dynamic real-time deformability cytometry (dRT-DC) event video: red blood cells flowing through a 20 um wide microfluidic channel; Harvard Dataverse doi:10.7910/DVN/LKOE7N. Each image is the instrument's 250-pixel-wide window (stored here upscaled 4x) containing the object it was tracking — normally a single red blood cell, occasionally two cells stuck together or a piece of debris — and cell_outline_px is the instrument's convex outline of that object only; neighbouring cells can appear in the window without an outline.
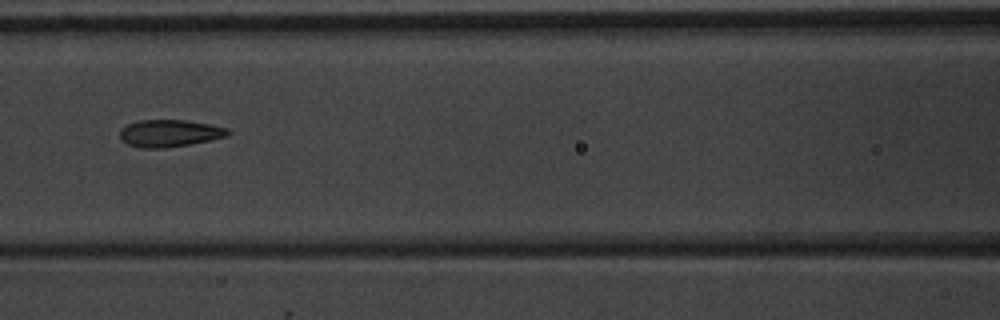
{"species": "common noctule bat (a hibernating species)", "species_latin": "Nyctalus noctula", "temperature_condition": "warm", "stored_images_in_passage": 10, "camera_frame_rate_fps": 3000, "um_per_image_px": 0.085, "animal": {"sex": "male", "body_mass_g": 20.1, "forearm_length_mm": 53.5}, "frame": {"image": 1, "passage_image": 7, "time_ms": 7.667, "image_size_px": [1000, 320], "cell_outline_px": [[232, 132], [228, 136], [188, 144], [160, 148], [140, 148], [128, 144], [120, 140], [120, 128], [128, 124], [140, 120], [188, 120], [228, 128]], "centroid_in_image_um": [14.39, 11.32], "position_along_channel_um": 152.2, "area_um2": 17.05}}
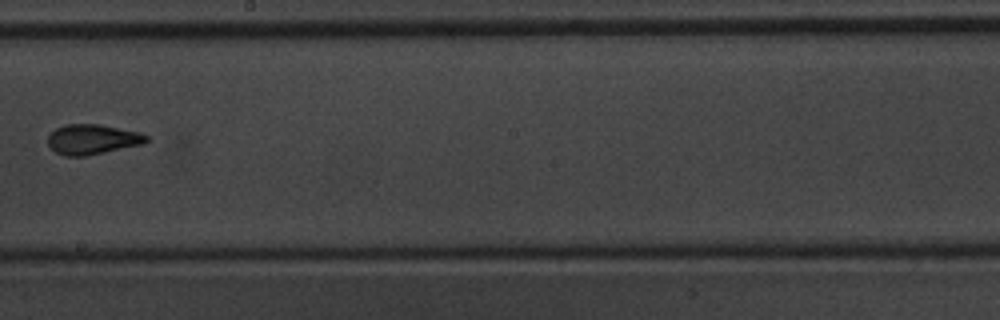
{"frame": {"image": 2, "passage_image": 9, "time_ms": 10.0, "image_size_px": [1000, 320], "cell_outline_px": [[148, 140], [144, 144], [84, 156], [64, 156], [56, 152], [48, 144], [48, 136], [56, 128], [64, 124], [100, 124], [140, 132], [148, 136]], "centroid_in_image_um": [7.86, 11.84], "position_along_channel_um": 240.3, "area_um2": 17.22}}
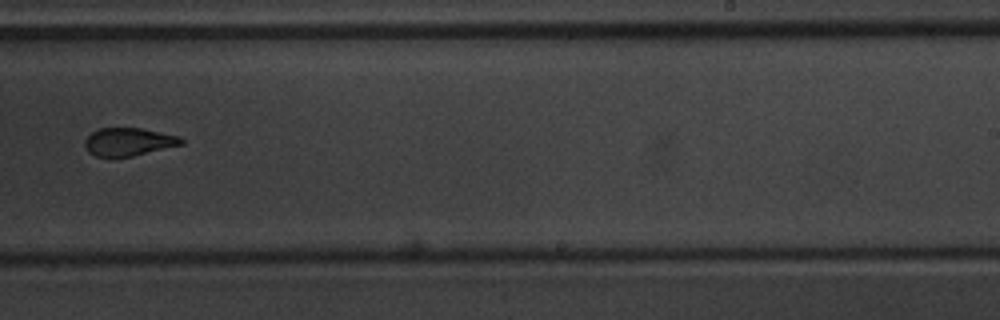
{"frame": {"image": 3, "passage_image": 10, "time_ms": 11.0, "image_size_px": [1000, 320], "cell_outline_px": [[184, 144], [132, 156], [96, 156], [88, 152], [84, 144], [84, 140], [96, 128], [140, 128], [180, 136], [184, 140]], "centroid_in_image_um": [10.93, 12.04], "position_along_channel_um": 278.1, "area_um2": 15.66}}